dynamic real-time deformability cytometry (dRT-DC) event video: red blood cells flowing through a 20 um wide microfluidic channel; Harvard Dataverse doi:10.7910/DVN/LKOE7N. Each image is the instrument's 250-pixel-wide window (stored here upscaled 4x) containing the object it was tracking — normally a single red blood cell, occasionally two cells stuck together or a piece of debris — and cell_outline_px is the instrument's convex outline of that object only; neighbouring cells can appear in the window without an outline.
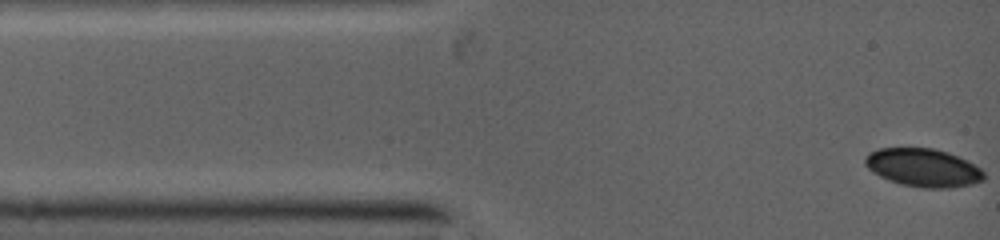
{"species": "common noctule bat (a hibernating species)", "species_latin": "Nyctalus noctula", "temperature_condition": "warm", "stored_images_in_passage": 10, "camera_frame_rate_fps": 5000, "um_per_image_px": 0.085, "animal": {"sex": "female", "body_mass_g": 19.0, "forearm_length_mm": 53.3}, "frame": {"image": 1, "passage_image": 1, "time_ms": 0.0, "image_size_px": [1000, 240], "cell_outline_px": [[984, 180], [968, 184], [944, 188], [924, 188], [900, 184], [880, 176], [872, 172], [864, 164], [864, 160], [872, 152], [880, 148], [932, 148], [956, 156], [980, 168], [984, 172]], "centroid_in_image_um": [78.44, 14.26], "position_along_channel_um": 6.6, "area_um2": 25.84}}
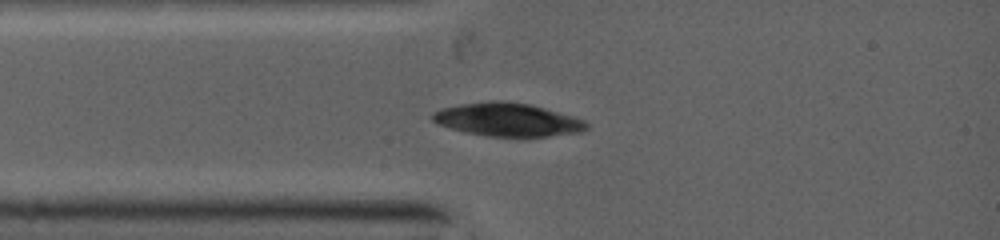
{"frame": {"image": 2, "passage_image": 9, "time_ms": 2.2, "image_size_px": [1000, 240], "cell_outline_px": [[588, 128], [580, 132], [548, 136], [488, 136], [468, 132], [452, 128], [440, 124], [432, 120], [432, 112], [444, 108], [460, 104], [528, 104], [584, 120], [588, 124]], "centroid_in_image_um": [43.17, 10.22], "position_along_channel_um": 41.8, "area_um2": 28.09}}